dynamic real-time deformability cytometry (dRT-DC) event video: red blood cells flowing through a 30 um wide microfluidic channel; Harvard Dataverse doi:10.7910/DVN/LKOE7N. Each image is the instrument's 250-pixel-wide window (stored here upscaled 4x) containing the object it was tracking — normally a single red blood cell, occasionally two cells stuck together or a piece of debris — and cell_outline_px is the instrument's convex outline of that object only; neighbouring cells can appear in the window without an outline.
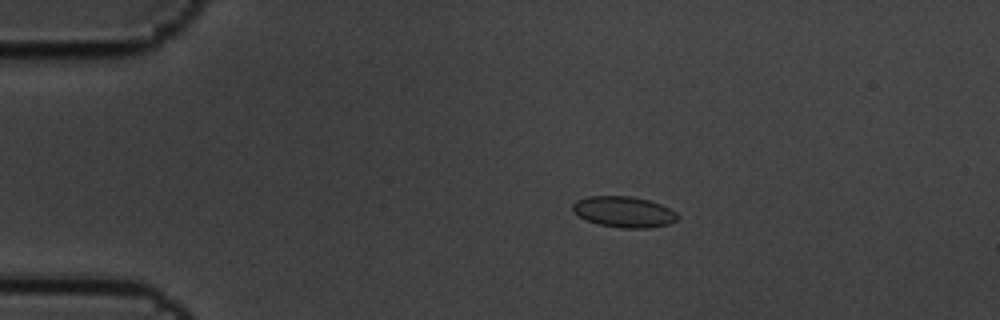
{"species": "common noctule bat (a hibernating species)", "species_latin": "Nyctalus noctula", "temperature_condition": "cold", "stored_images_in_passage": 8, "camera_frame_rate_fps": 3000, "um_per_image_px": 0.085, "animal": {"sex": "male", "body_mass_g": 19.5, "forearm_length_mm": 54.6}, "frame": {"image": 1, "passage_image": 3, "time_ms": 0.667, "image_size_px": [1000, 320], "cell_outline_px": [[680, 216], [676, 220], [668, 224], [648, 228], [620, 228], [596, 224], [572, 212], [572, 204], [576, 200], [588, 196], [632, 196], [648, 200], [660, 204], [676, 212]], "centroid_in_image_um": [53.01, 18.01], "position_along_channel_um": 32.0, "area_um2": 18.96}}
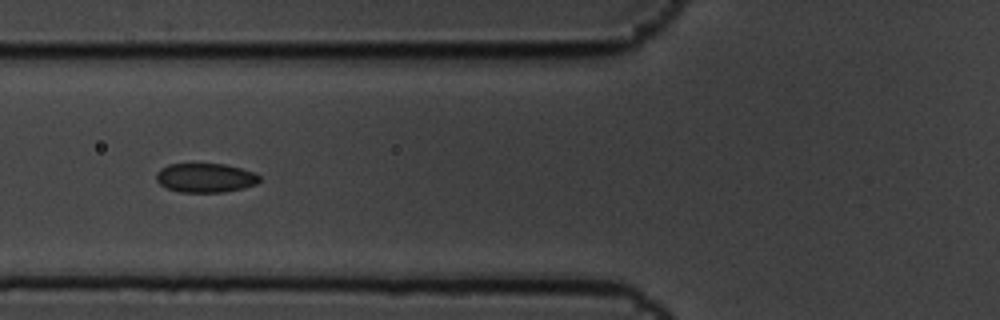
{"frame": {"image": 2, "passage_image": 6, "time_ms": 1.667, "image_size_px": [1000, 320], "cell_outline_px": [[260, 180], [256, 184], [244, 188], [224, 192], [180, 192], [168, 188], [160, 184], [156, 180], [156, 172], [160, 168], [168, 164], [224, 164], [256, 172], [260, 176]], "centroid_in_image_um": [17.47, 15.11], "position_along_channel_um": 108.3, "area_um2": 17.63}}
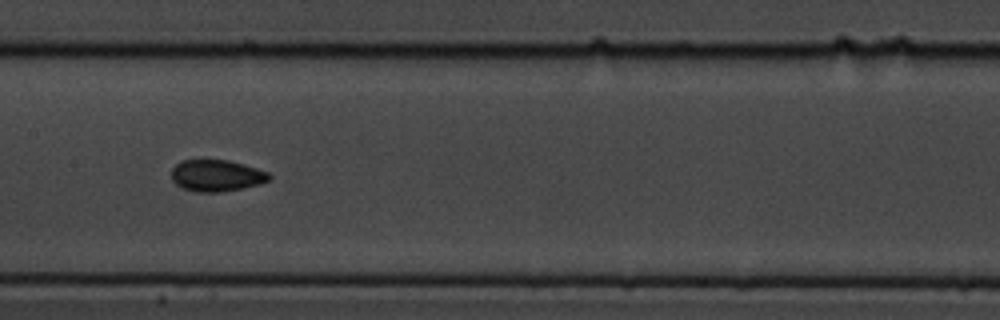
{"frame": {"image": 3, "passage_image": 8, "time_ms": 2.333, "image_size_px": [1000, 320], "cell_outline_px": [[272, 176], [268, 180], [260, 184], [220, 192], [196, 192], [180, 188], [172, 180], [172, 168], [180, 160], [228, 160], [244, 164], [268, 172]], "centroid_in_image_um": [18.38, 14.92], "position_along_channel_um": 189.0, "area_um2": 18.03}}